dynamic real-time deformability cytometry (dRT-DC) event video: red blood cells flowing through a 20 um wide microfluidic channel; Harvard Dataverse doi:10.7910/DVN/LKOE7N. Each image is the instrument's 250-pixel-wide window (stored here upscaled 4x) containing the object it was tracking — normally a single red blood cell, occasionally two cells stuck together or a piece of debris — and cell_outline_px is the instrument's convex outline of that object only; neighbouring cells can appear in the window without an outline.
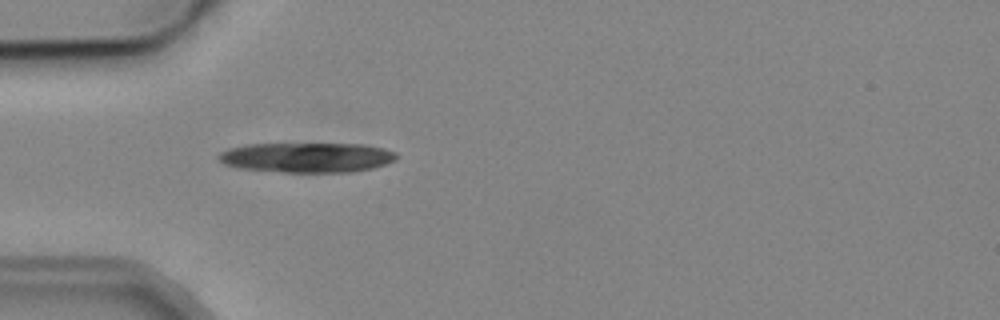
{"species": "common noctule bat (a hibernating species)", "species_latin": "Nyctalus noctula", "temperature_condition": "cold", "stored_images_in_passage": 1, "camera_frame_rate_fps": 3000, "um_per_image_px": 0.085, "animal": {"sex": "male", "body_mass_g": 19.2, "forearm_length_mm": 51.8}, "frame": {"image": 1, "passage_image": 1, "time_ms": 0.0, "image_size_px": [1000, 320], "cell_outline_px": [[396, 160], [372, 168], [348, 172], [280, 172], [240, 168], [224, 164], [216, 156], [220, 152], [228, 148], [248, 144], [360, 144], [384, 148], [396, 152]], "centroid_in_image_um": [26.06, 13.38], "position_along_channel_um": 58.9, "area_um2": 30.92}}